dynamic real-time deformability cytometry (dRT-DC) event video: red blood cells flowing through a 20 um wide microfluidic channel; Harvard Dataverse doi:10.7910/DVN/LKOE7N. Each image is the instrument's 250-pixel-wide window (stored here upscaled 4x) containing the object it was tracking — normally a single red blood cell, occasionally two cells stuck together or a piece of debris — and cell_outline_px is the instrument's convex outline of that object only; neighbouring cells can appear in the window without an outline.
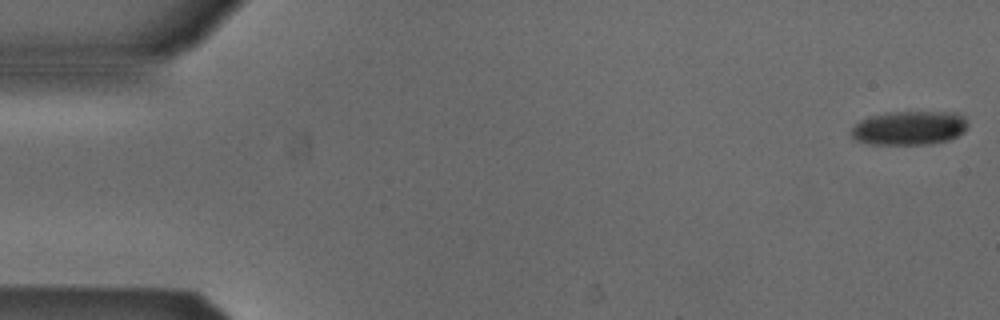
{"species": "Egyptian fruit bat (a non-hibernating species)", "species_latin": "Rousettus aegyptiacus", "temperature_condition": "cold", "stored_images_in_passage": 53, "camera_frame_rate_fps": 3000, "um_per_image_px": 0.085, "animal": {"sex": "male"}, "frame": {"image": 1, "passage_image": 1, "time_ms": 0.0, "image_size_px": [1000, 320], "cell_outline_px": [[968, 124], [964, 132], [948, 140], [928, 144], [868, 144], [856, 140], [852, 136], [852, 128], [860, 120], [868, 116], [888, 112], [956, 112], [964, 116]], "centroid_in_image_um": [77.29, 10.87], "position_along_channel_um": 7.7, "area_um2": 23.12}}
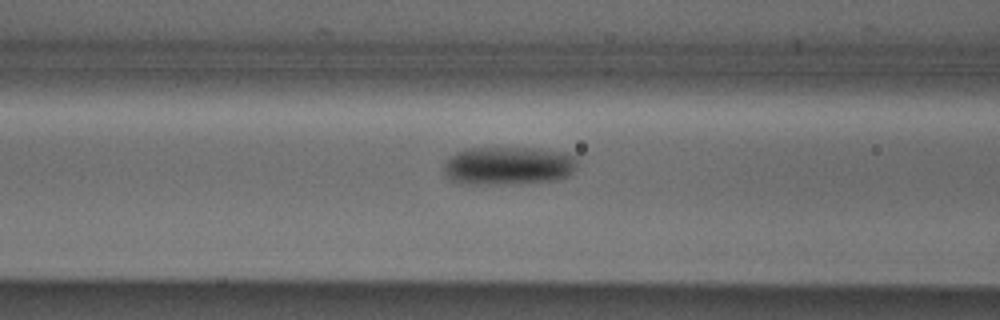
{"frame": {"image": 2, "passage_image": 21, "time_ms": 6.667, "image_size_px": [1000, 320], "cell_outline_px": [[576, 168], [568, 176], [556, 180], [512, 184], [460, 184], [448, 180], [444, 172], [444, 164], [448, 156], [456, 152], [468, 148], [540, 148], [564, 152], [576, 156]], "centroid_in_image_um": [43.18, 14.09], "position_along_channel_um": 123.4, "area_um2": 30.35}}
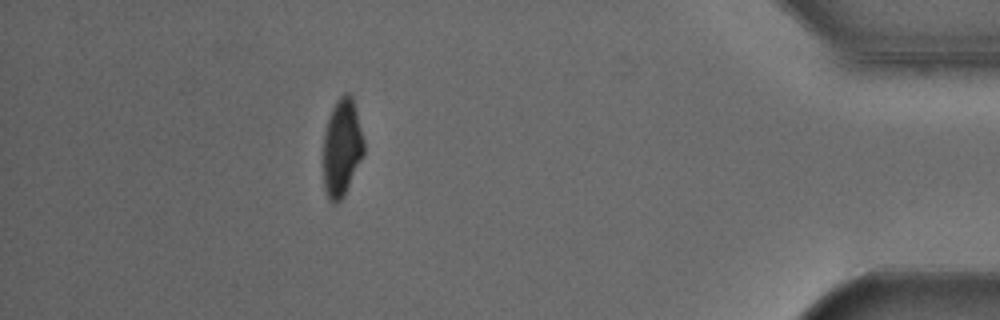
{"frame": {"image": 3, "passage_image": 47, "time_ms": 15.333, "image_size_px": [1000, 320], "cell_outline_px": [[364, 156], [344, 196], [336, 204], [332, 204], [328, 200], [324, 188], [324, 132], [332, 108], [336, 100], [344, 92], [348, 92], [352, 96], [364, 140]], "centroid_in_image_um": [29.07, 12.58], "position_along_channel_um": 406.1, "area_um2": 23.24}, "authors_computed_cell_mechanics": {"area_um2": 25.9522, "velocity_mm_per_s": 3.8822, "shape_relaxation_time_tau1_ms": 7.7942, "shape_relaxation_time_tau2_ms": null, "deformation_change_tau1": 0.1882, "deformation_change_tau2": null}}